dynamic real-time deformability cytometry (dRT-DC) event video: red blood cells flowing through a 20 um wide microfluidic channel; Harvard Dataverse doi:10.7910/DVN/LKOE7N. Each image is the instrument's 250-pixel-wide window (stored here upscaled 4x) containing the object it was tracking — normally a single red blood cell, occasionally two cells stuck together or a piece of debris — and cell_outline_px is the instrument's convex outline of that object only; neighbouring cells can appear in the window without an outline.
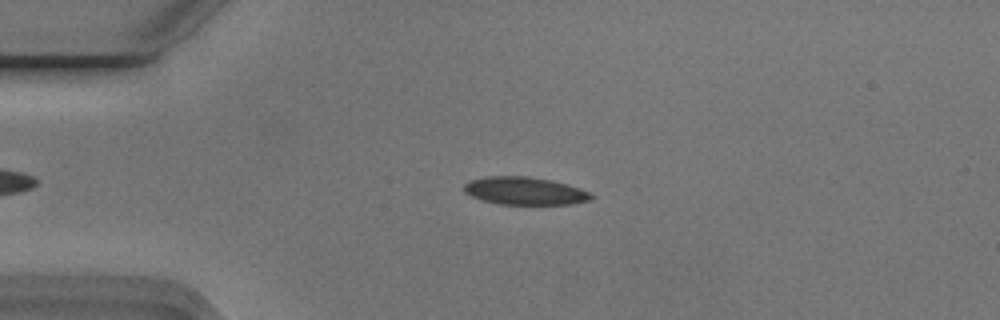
{"species": "Egyptian fruit bat (a non-hibernating species)", "species_latin": "Rousettus aegyptiacus", "temperature_condition": "cold", "stored_images_in_passage": 5, "camera_frame_rate_fps": 3000, "um_per_image_px": 0.085, "animal": {"sex": "male"}, "frame": {"image": 1, "passage_image": 4, "time_ms": 1.0, "image_size_px": [1000, 320], "cell_outline_px": [[596, 196], [592, 200], [572, 204], [500, 204], [480, 200], [464, 192], [464, 184], [468, 180], [488, 176], [528, 176], [552, 180], [568, 184], [580, 188]], "centroid_in_image_um": [44.62, 16.22], "position_along_channel_um": 40.4, "area_um2": 20.81}}